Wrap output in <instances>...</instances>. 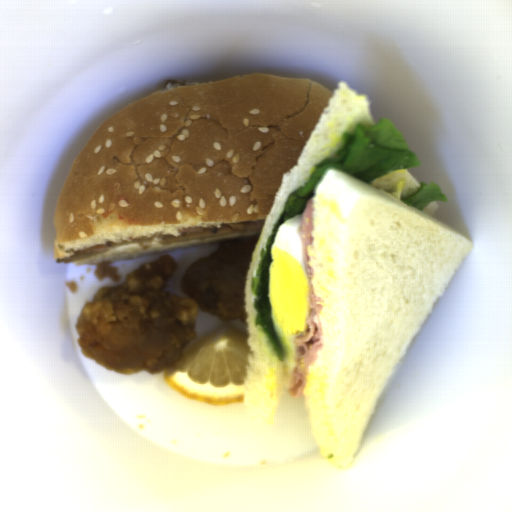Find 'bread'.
I'll return each instance as SVG.
<instances>
[{
    "mask_svg": "<svg viewBox=\"0 0 512 512\" xmlns=\"http://www.w3.org/2000/svg\"><path fill=\"white\" fill-rule=\"evenodd\" d=\"M420 187L406 166L371 183L330 168L312 196L322 342L303 398L316 451L336 468L354 461L395 367L473 247L434 218L438 200L421 211L402 202Z\"/></svg>",
    "mask_w": 512,
    "mask_h": 512,
    "instance_id": "2",
    "label": "bread"
},
{
    "mask_svg": "<svg viewBox=\"0 0 512 512\" xmlns=\"http://www.w3.org/2000/svg\"><path fill=\"white\" fill-rule=\"evenodd\" d=\"M356 123L379 124L370 109L369 97L359 94L346 80L338 81L324 106L296 167L285 171L276 189L272 207L258 235L244 279L243 303L247 314V344L250 347L244 384V420L249 428L266 429L279 422L280 401L287 391L294 372L286 358L282 360L268 334L257 326L256 297L251 280L261 262L273 227L283 214L289 194L311 176L316 164L338 153L345 133Z\"/></svg>",
    "mask_w": 512,
    "mask_h": 512,
    "instance_id": "3",
    "label": "bread"
},
{
    "mask_svg": "<svg viewBox=\"0 0 512 512\" xmlns=\"http://www.w3.org/2000/svg\"><path fill=\"white\" fill-rule=\"evenodd\" d=\"M332 91L266 73L181 81L103 121L54 207V259L95 244L265 223Z\"/></svg>",
    "mask_w": 512,
    "mask_h": 512,
    "instance_id": "1",
    "label": "bread"
},
{
    "mask_svg": "<svg viewBox=\"0 0 512 512\" xmlns=\"http://www.w3.org/2000/svg\"><path fill=\"white\" fill-rule=\"evenodd\" d=\"M262 230H236L230 235H221V236H213V237H204L198 239H191L180 241L171 244H162L161 238H153L152 244L148 249H142L140 245L137 244H127L123 246H118L113 249L92 255L90 257L69 262L75 263V265H96L103 261H121L127 260L137 257H143L148 255H154L189 247L202 246L208 244H222L224 241L233 239V238H244V237H259ZM111 262V263H112Z\"/></svg>",
    "mask_w": 512,
    "mask_h": 512,
    "instance_id": "4",
    "label": "bread"
}]
</instances>
